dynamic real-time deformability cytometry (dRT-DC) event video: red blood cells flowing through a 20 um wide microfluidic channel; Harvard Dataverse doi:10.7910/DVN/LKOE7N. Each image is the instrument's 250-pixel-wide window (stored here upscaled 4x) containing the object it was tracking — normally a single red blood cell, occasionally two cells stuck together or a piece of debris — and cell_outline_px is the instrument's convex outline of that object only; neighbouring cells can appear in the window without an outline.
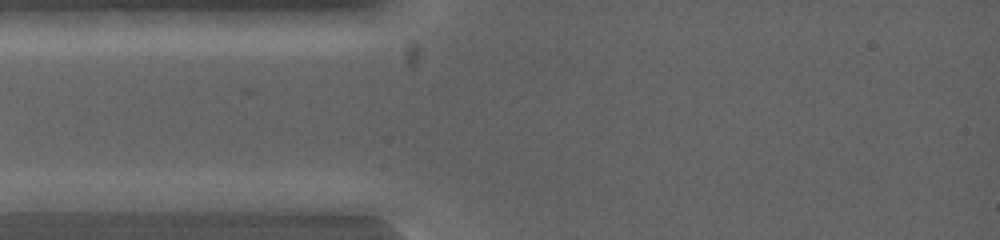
{"species": "common noctule bat (a hibernating species)", "species_latin": "Nyctalus noctula", "temperature_condition": "warm", "stored_images_in_passage": 2, "camera_frame_rate_fps": 5000, "um_per_image_px": 0.085, "animal": {"sex": "female", "body_mass_g": 19.0, "forearm_length_mm": 53.3}, "frame": {"image": 1, "passage_image": 1, "time_ms": 0.0, "image_size_px": [1000, 240], "cell_outline_px": [[132, 200], [88, 212], [24, 212], [20, 204], [20, 200], [64, 192], [124, 192]], "centroid_in_image_um": [6.24, 17.16], "position_along_channel_um": 78.8, "area_um2": 12.66}}